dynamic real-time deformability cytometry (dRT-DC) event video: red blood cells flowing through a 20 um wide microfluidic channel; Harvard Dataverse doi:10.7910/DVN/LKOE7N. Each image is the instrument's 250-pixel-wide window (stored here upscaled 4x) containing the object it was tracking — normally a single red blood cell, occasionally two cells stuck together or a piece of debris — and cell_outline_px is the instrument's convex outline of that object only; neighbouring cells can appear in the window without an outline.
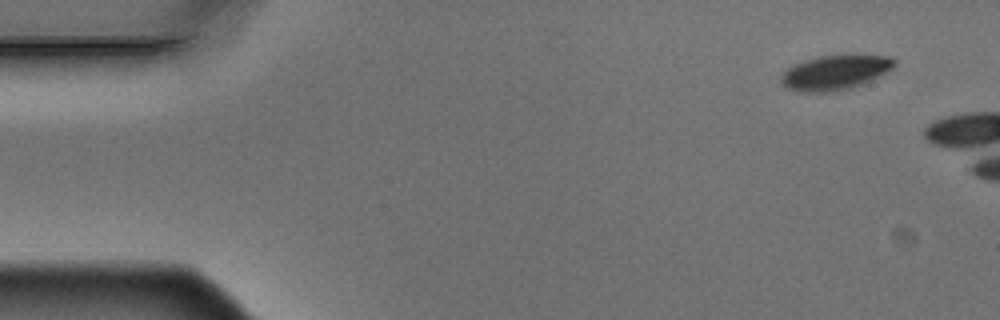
{"species": "Egyptian fruit bat (a non-hibernating species)", "species_latin": "Rousettus aegyptiacus", "temperature_condition": "warm", "stored_images_in_passage": 5, "camera_frame_rate_fps": 3000, "um_per_image_px": 0.085, "animal": {"sex": "male"}, "frame": {"image": 1, "passage_image": 1, "time_ms": 0.0, "image_size_px": [1000, 320], "cell_outline_px": [[896, 64], [888, 72], [864, 84], [840, 92], [800, 92], [788, 88], [780, 80], [780, 76], [792, 64], [820, 56], [892, 56], [896, 60]], "centroid_in_image_um": [71.01, 6.19], "position_along_channel_um": 14.0, "area_um2": 22.95}}